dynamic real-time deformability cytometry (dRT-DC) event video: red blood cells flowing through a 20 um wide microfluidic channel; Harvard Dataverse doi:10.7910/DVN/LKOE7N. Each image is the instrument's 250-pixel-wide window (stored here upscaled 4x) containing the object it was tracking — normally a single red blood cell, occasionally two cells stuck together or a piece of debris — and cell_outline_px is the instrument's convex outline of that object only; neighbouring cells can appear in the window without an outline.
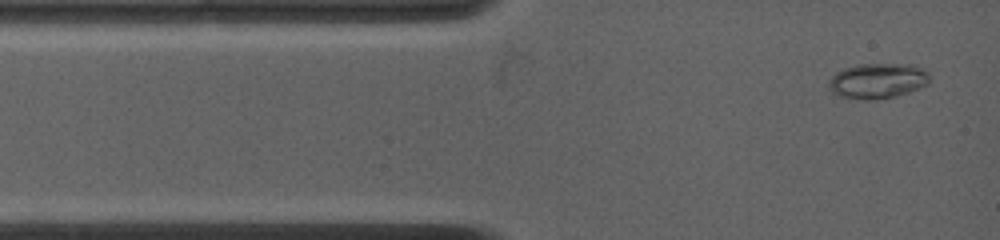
{"species": "common noctule bat (a hibernating species)", "species_latin": "Nyctalus noctula", "temperature_condition": "warm", "stored_images_in_passage": 65, "camera_frame_rate_fps": 4500, "um_per_image_px": 0.085, "animal": {"sex": "female", "body_mass_g": 19.0, "forearm_length_mm": 53.3}, "frame": {"image": 1, "passage_image": 2, "time_ms": 0.222, "image_size_px": [1000, 240], "cell_outline_px": [[928, 84], [908, 92], [896, 96], [876, 100], [864, 100], [840, 96], [832, 92], [828, 88], [828, 80], [836, 72], [844, 68], [860, 64], [896, 64], [924, 68], [928, 72]], "centroid_in_image_um": [74.55, 6.88], "position_along_channel_um": 10.4, "area_um2": 20.63}}
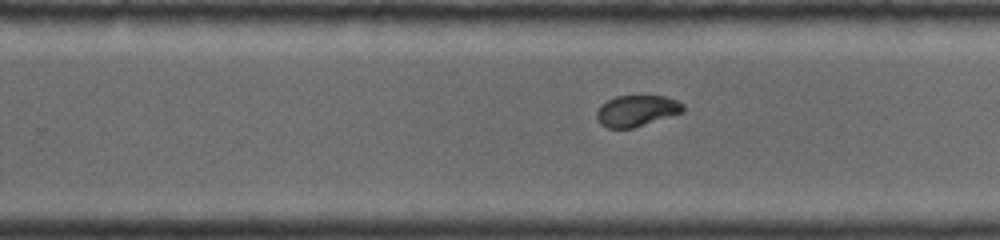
{"frame": {"image": 2, "passage_image": 37, "time_ms": 8.0, "image_size_px": [1000, 240], "cell_outline_px": [[684, 112], [632, 128], [608, 128], [600, 124], [596, 116], [596, 112], [600, 104], [616, 96], [664, 96], [676, 100], [684, 104]], "centroid_in_image_um": [54.1, 9.41], "position_along_channel_um": 275.7, "area_um2": 15.66}}
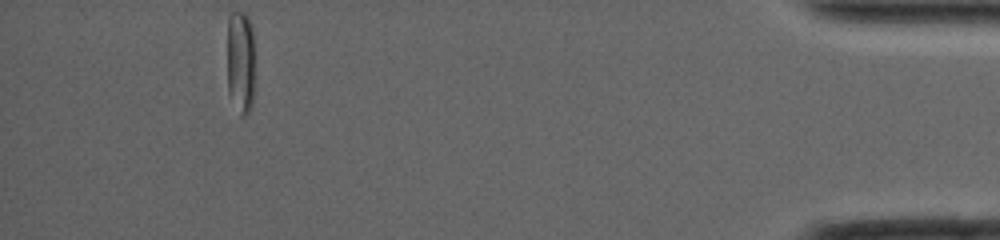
{"frame": {"image": 3, "passage_image": 65, "time_ms": 14.222, "image_size_px": [1000, 240], "cell_outline_px": [[256, 88], [252, 104], [248, 112], [244, 116], [240, 116], [228, 92], [228, 16], [232, 12], [244, 12], [248, 16], [252, 24]], "centroid_in_image_um": [20.49, 5.28], "position_along_channel_um": 414.7, "area_um2": 17.51}, "authors_computed_cell_mechanics": {"area_um2": 16.8198, "velocity_mm_per_s": 3.8969, "shape_relaxation_time_tau1_ms": 4.2757, "shape_relaxation_time_tau2_ms": null, "deformation_change_tau1": 0.1425, "deformation_change_tau2": null}}